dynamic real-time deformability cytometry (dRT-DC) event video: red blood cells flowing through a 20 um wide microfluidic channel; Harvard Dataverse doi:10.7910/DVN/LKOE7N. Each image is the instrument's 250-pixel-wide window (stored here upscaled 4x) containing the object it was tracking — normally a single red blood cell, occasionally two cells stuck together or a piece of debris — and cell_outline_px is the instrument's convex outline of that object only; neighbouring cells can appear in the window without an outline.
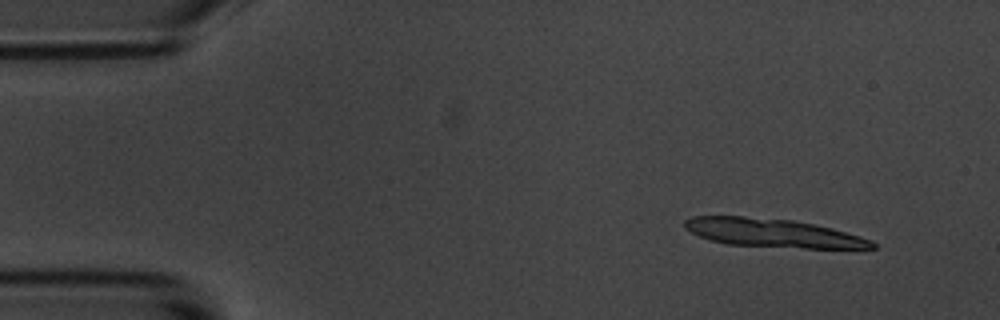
{"species": "common noctule bat (a hibernating species)", "species_latin": "Nyctalus noctula", "temperature_condition": "room temperature", "stored_images_in_passage": 13, "camera_frame_rate_fps": 3000, "um_per_image_px": 0.085, "animal": {"sex": "male", "body_mass_g": 20.1, "forearm_length_mm": 53.5}, "frame": {"image": 1, "passage_image": 5, "time_ms": 1.333, "image_size_px": [1000, 320], "cell_outline_px": [[876, 248], [804, 248], [728, 244], [712, 240], [700, 236], [684, 228], [684, 220], [692, 216], [744, 216], [792, 220], [832, 228], [872, 240], [876, 244]], "centroid_in_image_um": [65.68, 19.79], "position_along_channel_um": 19.3, "area_um2": 30.81}}